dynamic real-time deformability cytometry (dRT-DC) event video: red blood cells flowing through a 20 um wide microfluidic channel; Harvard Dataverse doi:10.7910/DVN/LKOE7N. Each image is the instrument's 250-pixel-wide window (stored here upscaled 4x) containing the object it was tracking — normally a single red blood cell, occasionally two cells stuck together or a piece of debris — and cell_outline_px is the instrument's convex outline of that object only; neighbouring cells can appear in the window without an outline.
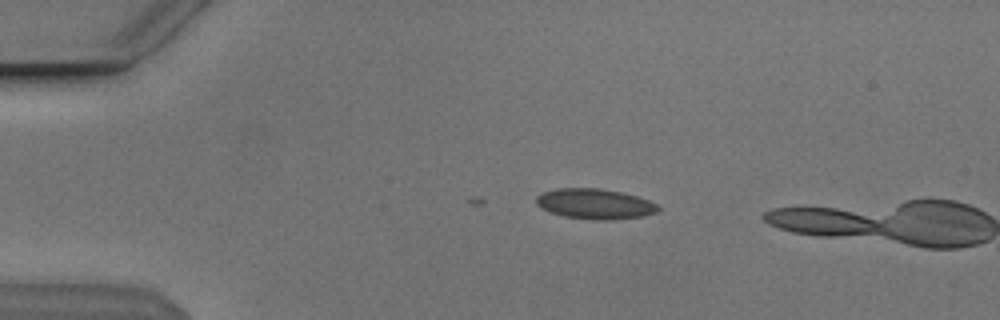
{"species": "Egyptian fruit bat (a non-hibernating species)", "species_latin": "Rousettus aegyptiacus", "temperature_condition": "cold", "stored_images_in_passage": 4, "camera_frame_rate_fps": 3000, "um_per_image_px": 0.085, "animal": {"sex": "male"}, "frame": {"image": 1, "passage_image": 4, "time_ms": 1.0, "image_size_px": [1000, 320], "cell_outline_px": [[660, 208], [656, 212], [644, 216], [604, 220], [596, 220], [564, 216], [552, 212], [536, 204], [536, 196], [544, 192], [556, 188], [600, 188], [620, 192], [636, 196], [648, 200], [656, 204]], "centroid_in_image_um": [50.57, 17.32], "position_along_channel_um": 34.4, "area_um2": 21.21}}